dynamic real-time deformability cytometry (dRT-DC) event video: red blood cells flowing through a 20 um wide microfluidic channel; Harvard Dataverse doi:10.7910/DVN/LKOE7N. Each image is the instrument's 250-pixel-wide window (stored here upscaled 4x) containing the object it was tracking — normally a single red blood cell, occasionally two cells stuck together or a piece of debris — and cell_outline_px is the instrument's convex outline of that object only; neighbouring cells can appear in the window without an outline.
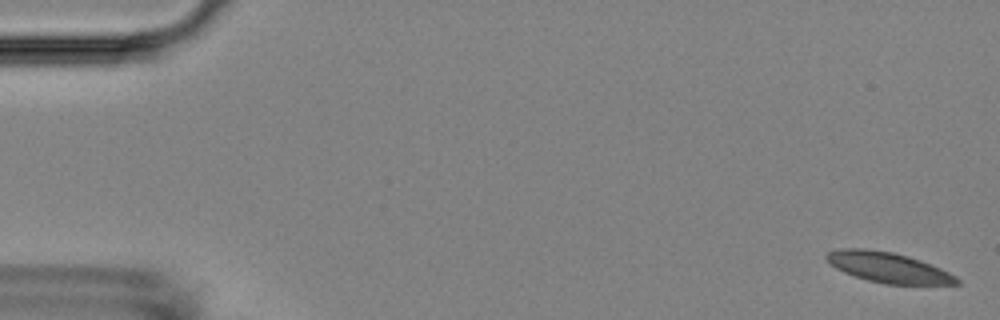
{"species": "Egyptian fruit bat (a non-hibernating species)", "species_latin": "Rousettus aegyptiacus", "temperature_condition": "room temperature", "stored_images_in_passage": 7, "camera_frame_rate_fps": 3000, "um_per_image_px": 0.085, "animal": {"sex": "female"}, "frame": {"image": 1, "passage_image": 1, "time_ms": 0.0, "image_size_px": [1000, 320], "cell_outline_px": [[960, 284], [884, 284], [868, 280], [844, 272], [836, 268], [824, 256], [828, 252], [840, 248], [860, 248], [892, 252], [908, 256], [920, 260], [940, 268], [956, 276], [960, 280]], "centroid_in_image_um": [75.51, 22.73], "position_along_channel_um": 9.5, "area_um2": 22.72}}
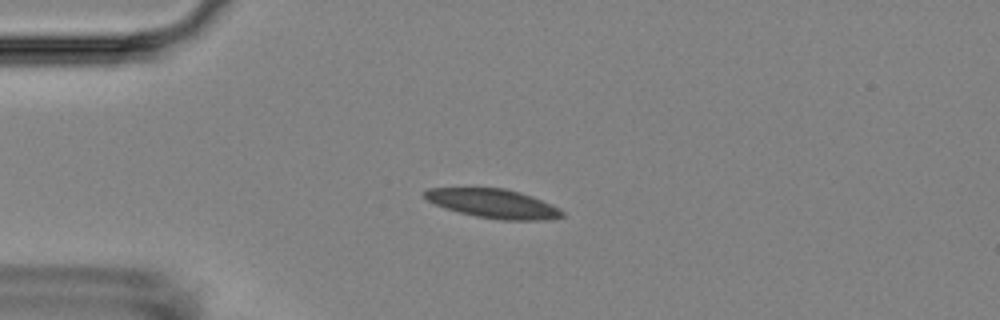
{"frame": {"image": 2, "passage_image": 5, "time_ms": 4.667, "image_size_px": [1000, 320], "cell_outline_px": [[564, 216], [552, 220], [500, 220], [476, 216], [444, 208], [428, 200], [424, 196], [424, 192], [428, 188], [504, 188], [520, 192], [532, 196], [552, 204], [564, 212]], "centroid_in_image_um": [41.98, 17.31], "position_along_channel_um": 43.0, "area_um2": 23.24}}